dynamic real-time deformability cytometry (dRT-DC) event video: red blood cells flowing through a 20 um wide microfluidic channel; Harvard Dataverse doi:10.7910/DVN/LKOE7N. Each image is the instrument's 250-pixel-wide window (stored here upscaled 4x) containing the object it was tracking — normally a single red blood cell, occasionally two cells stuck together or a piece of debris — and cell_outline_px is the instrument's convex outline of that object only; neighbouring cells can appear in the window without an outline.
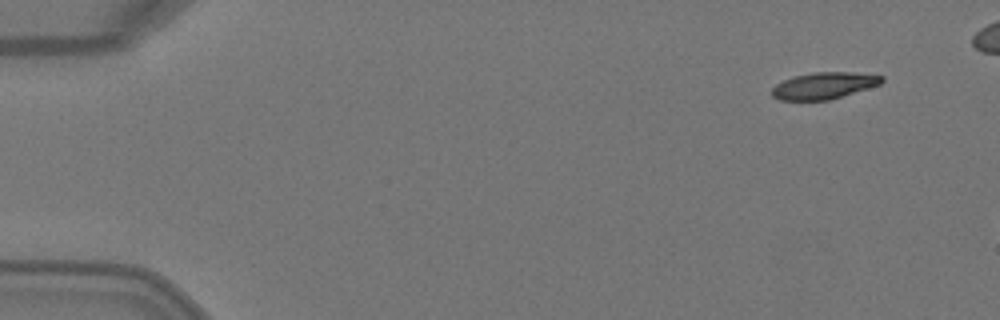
{"species": "Egyptian fruit bat (a non-hibernating species)", "species_latin": "Rousettus aegyptiacus", "temperature_condition": "warm", "stored_images_in_passage": 2, "camera_frame_rate_fps": 3000, "um_per_image_px": 0.085, "animal": {"sex": "female"}, "frame": {"image": 1, "passage_image": 1, "time_ms": 0.0, "image_size_px": [1000, 320], "cell_outline_px": [[884, 80], [880, 84], [828, 100], [780, 100], [772, 96], [772, 88], [776, 84], [784, 80], [796, 76], [812, 72], [852, 72], [884, 76]], "centroid_in_image_um": [70.02, 7.27], "position_along_channel_um": 15.0, "area_um2": 16.82}}